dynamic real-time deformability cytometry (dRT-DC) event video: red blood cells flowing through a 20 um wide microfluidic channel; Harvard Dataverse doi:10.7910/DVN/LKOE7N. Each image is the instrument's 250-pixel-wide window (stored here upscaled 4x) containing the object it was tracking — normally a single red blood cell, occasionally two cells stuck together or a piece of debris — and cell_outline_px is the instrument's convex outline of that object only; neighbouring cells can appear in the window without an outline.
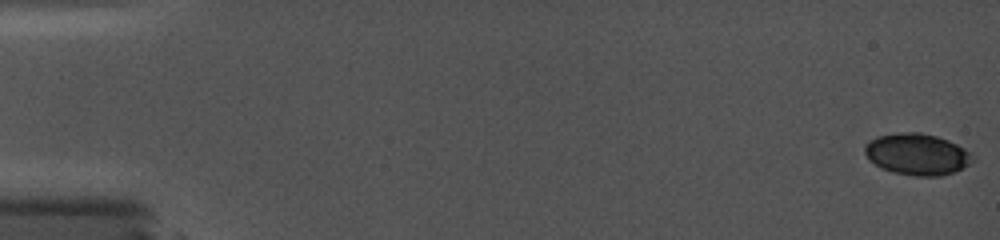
{"species": "common noctule bat (a hibernating species)", "species_latin": "Nyctalus noctula", "temperature_condition": "cold", "stored_images_in_passage": 28, "camera_frame_rate_fps": 5000, "um_per_image_px": 0.085, "animal": {"sex": "female", "body_mass_g": 19.0, "forearm_length_mm": 56.7}, "frame": {"image": 1, "passage_image": 1, "time_ms": 0.0, "image_size_px": [1000, 240], "cell_outline_px": [[972, 160], [964, 168], [940, 176], [916, 176], [892, 172], [868, 160], [864, 152], [864, 148], [868, 140], [876, 136], [904, 132], [920, 132], [936, 136], [948, 140], [964, 148], [968, 152]], "centroid_in_image_um": [77.9, 13.1], "position_along_channel_um": 7.1, "area_um2": 25.84}}
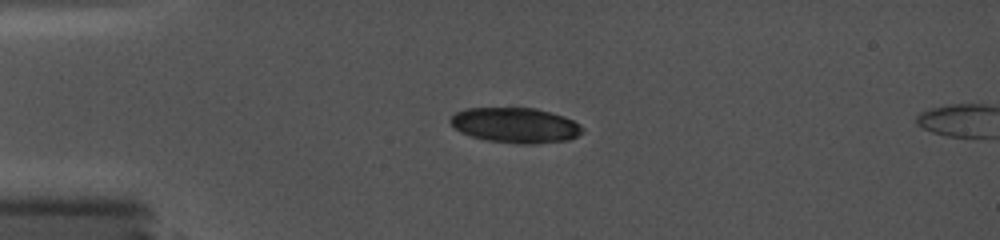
{"frame": {"image": 2, "passage_image": 24, "time_ms": 4.4, "image_size_px": [1000, 240], "cell_outline_px": [[584, 132], [568, 140], [536, 144], [520, 144], [488, 140], [472, 136], [460, 132], [448, 120], [456, 112], [464, 108], [536, 108], [564, 116], [580, 124], [584, 128]], "centroid_in_image_um": [43.83, 10.64], "position_along_channel_um": 41.2, "area_um2": 27.11}}